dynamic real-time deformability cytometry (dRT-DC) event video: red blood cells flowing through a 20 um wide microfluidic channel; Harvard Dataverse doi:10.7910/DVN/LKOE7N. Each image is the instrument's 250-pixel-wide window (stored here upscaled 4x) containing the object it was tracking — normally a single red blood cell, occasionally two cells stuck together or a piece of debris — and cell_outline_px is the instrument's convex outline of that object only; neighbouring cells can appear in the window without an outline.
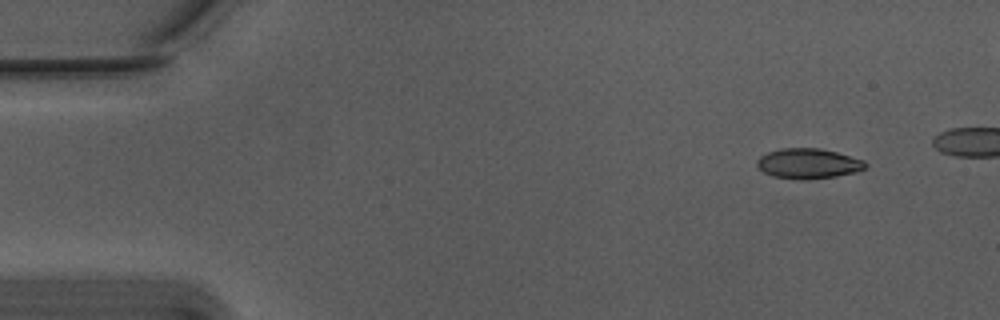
{"species": "Egyptian fruit bat (a non-hibernating species)", "species_latin": "Rousettus aegyptiacus", "temperature_condition": "warm", "stored_images_in_passage": 45, "camera_frame_rate_fps": 3000, "um_per_image_px": 0.085, "animal": {"sex": "male"}, "frame": {"image": 1, "passage_image": 1, "time_ms": 0.0, "image_size_px": [1000, 320], "cell_outline_px": [[868, 164], [864, 168], [856, 172], [836, 176], [804, 180], [796, 180], [772, 176], [764, 172], [756, 164], [756, 160], [760, 156], [768, 152], [784, 148], [820, 148], [836, 152], [864, 160]], "centroid_in_image_um": [68.69, 13.91], "position_along_channel_um": 16.3, "area_um2": 19.07}}
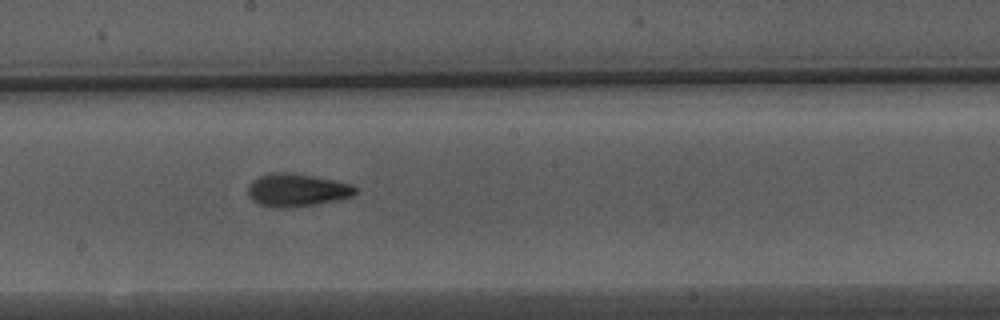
{"frame": {"image": 2, "passage_image": 26, "time_ms": 8.333, "image_size_px": [1000, 320], "cell_outline_px": [[356, 192], [352, 196], [336, 200], [316, 204], [284, 208], [272, 208], [256, 204], [248, 196], [248, 184], [252, 180], [260, 176], [272, 172], [284, 172], [312, 176], [336, 180], [352, 184], [356, 188]], "centroid_in_image_um": [25.19, 16.16], "position_along_channel_um": 223.0, "area_um2": 20.69}}
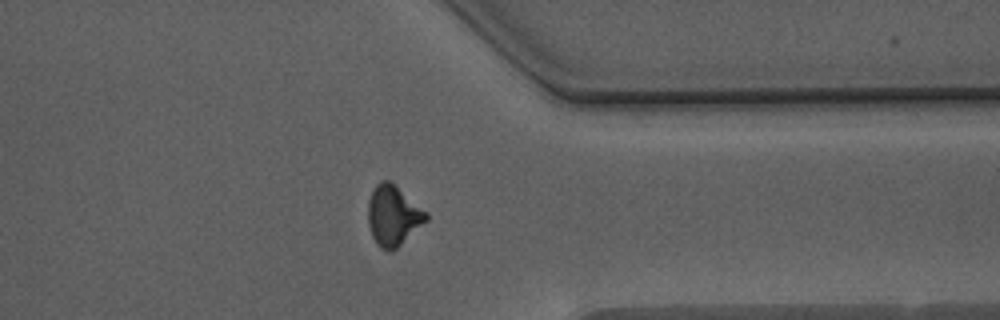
{"frame": {"image": 3, "passage_image": 39, "time_ms": 12.667, "image_size_px": [1000, 320], "cell_outline_px": [[428, 220], [392, 252], [388, 252], [380, 248], [376, 244], [372, 236], [368, 224], [368, 200], [376, 184], [384, 180], [388, 180], [428, 212]], "centroid_in_image_um": [33.41, 18.36], "position_along_channel_um": 378.0, "area_um2": 20.35}, "authors_computed_cell_mechanics": {"area_um2": 19.7098, "velocity_mm_per_s": 3.7464, "shape_relaxation_time_tau1_ms": 5.3998, "shape_relaxation_time_tau2_ms": 2.173, "deformation_change_tau1": 0.165, "deformation_change_tau2": 0.0885}}